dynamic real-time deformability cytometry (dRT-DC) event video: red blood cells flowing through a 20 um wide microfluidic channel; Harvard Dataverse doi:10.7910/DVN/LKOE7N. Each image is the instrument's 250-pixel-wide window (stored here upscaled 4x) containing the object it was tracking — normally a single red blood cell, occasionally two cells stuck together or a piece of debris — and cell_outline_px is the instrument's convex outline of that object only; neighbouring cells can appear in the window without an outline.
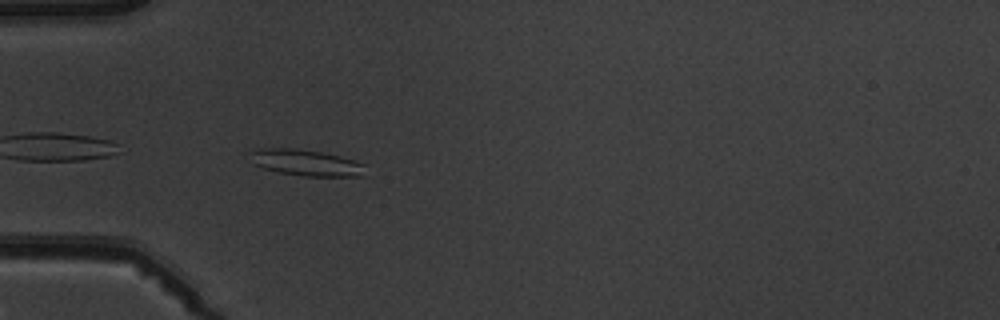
{"species": "common noctule bat (a hibernating species)", "species_latin": "Nyctalus noctula", "temperature_condition": "warm", "stored_images_in_passage": 4, "camera_frame_rate_fps": 3000, "um_per_image_px": 0.085, "animal": {"sex": "male", "body_mass_g": 19.5, "forearm_length_mm": 54.6}, "frame": {"image": 1, "passage_image": 4, "time_ms": 3.667, "image_size_px": [1000, 320], "cell_outline_px": [[364, 176], [304, 176], [276, 172], [252, 164], [248, 152], [260, 148], [296, 148], [320, 152], [340, 156], [356, 160], [364, 164]], "centroid_in_image_um": [25.97, 13.82], "position_along_channel_um": 59.0, "area_um2": 17.8}}